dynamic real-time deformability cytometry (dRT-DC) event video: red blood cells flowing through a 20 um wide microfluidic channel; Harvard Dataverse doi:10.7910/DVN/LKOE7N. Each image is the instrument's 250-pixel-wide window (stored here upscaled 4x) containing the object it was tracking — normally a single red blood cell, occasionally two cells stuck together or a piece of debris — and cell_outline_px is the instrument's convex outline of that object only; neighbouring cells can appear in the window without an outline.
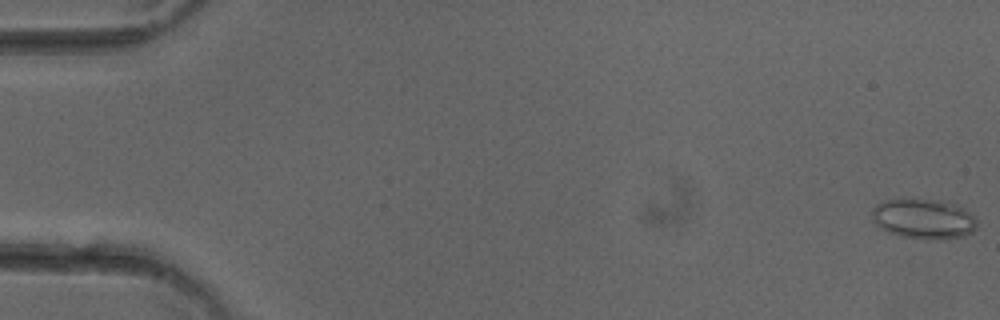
{"species": "common noctule bat (a hibernating species)", "species_latin": "Nyctalus noctula", "temperature_condition": "cold", "stored_images_in_passage": 51, "camera_frame_rate_fps": 3000, "um_per_image_px": 0.085, "animal": {"sex": "female"}, "frame": {"image": 1, "passage_image": 1, "time_ms": 0.0, "image_size_px": [1000, 320], "cell_outline_px": [[976, 228], [972, 232], [964, 236], [944, 240], [928, 240], [900, 236], [888, 232], [880, 228], [876, 224], [872, 216], [872, 208], [876, 204], [884, 200], [912, 196], [940, 200], [964, 208], [976, 216]], "centroid_in_image_um": [78.5, 18.58], "position_along_channel_um": 6.5, "area_um2": 25.43}}
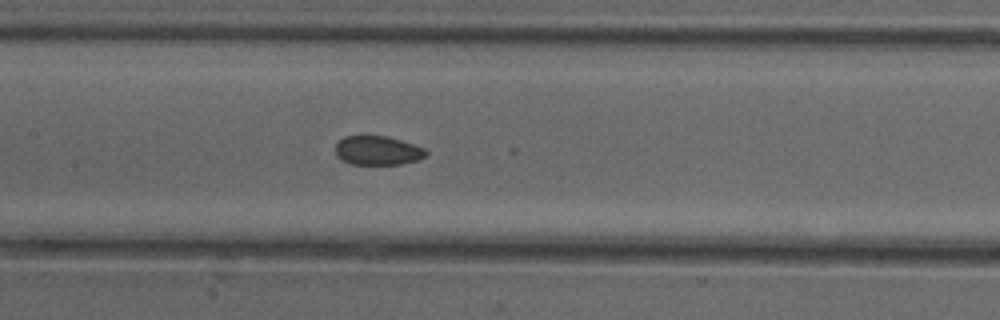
{"frame": {"image": 2, "passage_image": 25, "time_ms": 8.0, "image_size_px": [1000, 320], "cell_outline_px": [[428, 152], [420, 160], [400, 164], [352, 164], [340, 160], [336, 156], [336, 144], [344, 136], [388, 136], [424, 148]], "centroid_in_image_um": [32.09, 12.8], "position_along_channel_um": 175.3, "area_um2": 15.32}}
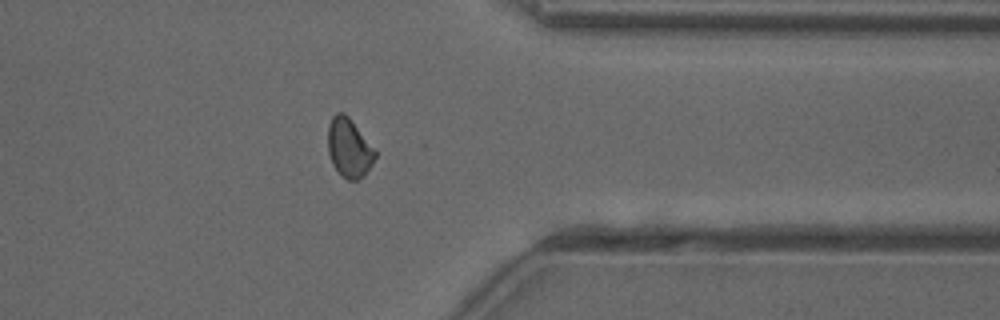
{"frame": {"image": 3, "passage_image": 41, "time_ms": 13.333, "image_size_px": [1000, 320], "cell_outline_px": [[376, 156], [372, 164], [364, 176], [356, 180], [348, 180], [332, 164], [328, 152], [328, 124], [332, 116], [336, 112], [344, 112], [348, 116], [376, 152]], "centroid_in_image_um": [29.65, 12.55], "position_along_channel_um": 381.8, "area_um2": 15.95}, "authors_computed_cell_mechanics": {"area_um2": 16.4152, "velocity_mm_per_s": 4.0523, "shape_relaxation_time_tau1_ms": null, "shape_relaxation_time_tau2_ms": 2.6311, "deformation_change_tau1": null, "deformation_change_tau2": 0.0545}}